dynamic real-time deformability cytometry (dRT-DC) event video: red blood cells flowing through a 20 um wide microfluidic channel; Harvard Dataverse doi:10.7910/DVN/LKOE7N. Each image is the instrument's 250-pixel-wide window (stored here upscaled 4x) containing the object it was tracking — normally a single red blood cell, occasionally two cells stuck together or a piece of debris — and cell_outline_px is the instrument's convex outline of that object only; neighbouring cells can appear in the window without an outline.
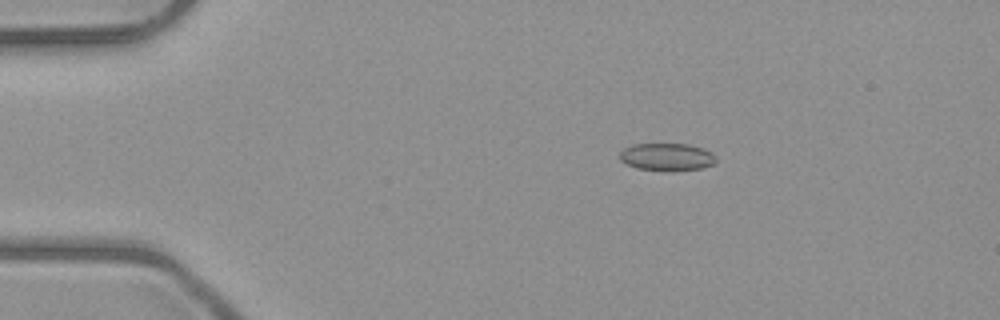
{"species": "common noctule bat (a hibernating species)", "species_latin": "Nyctalus noctula", "temperature_condition": "room temperature", "stored_images_in_passage": 4, "camera_frame_rate_fps": 3000, "um_per_image_px": 0.085, "animal": {"sex": "male", "body_mass_g": 23.1, "forearm_length_mm": 52.7}, "frame": {"image": 1, "passage_image": 1, "time_ms": 0.0, "image_size_px": [1000, 320], "cell_outline_px": [[716, 160], [712, 164], [704, 168], [636, 168], [620, 160], [620, 152], [624, 148], [632, 144], [688, 144], [704, 148], [712, 152], [716, 156]], "centroid_in_image_um": [56.7, 13.28], "position_along_channel_um": 28.3, "area_um2": 14.74}}
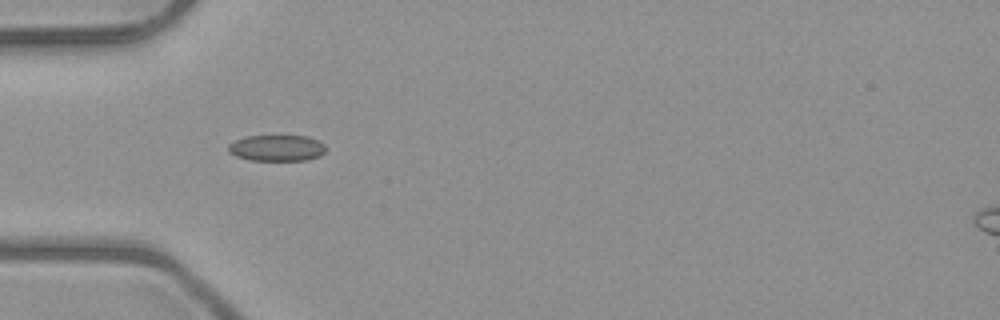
{"frame": {"image": 2, "passage_image": 3, "time_ms": 2.333, "image_size_px": [1000, 320], "cell_outline_px": [[328, 148], [320, 156], [308, 160], [252, 160], [236, 156], [228, 152], [228, 144], [244, 136], [308, 136], [324, 144]], "centroid_in_image_um": [23.54, 12.58], "position_along_channel_um": 61.5, "area_um2": 14.91}}
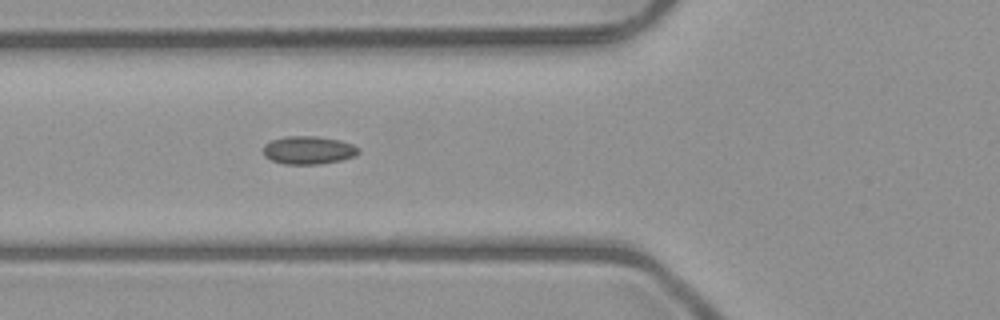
{"frame": {"image": 3, "passage_image": 4, "time_ms": 3.333, "image_size_px": [1000, 320], "cell_outline_px": [[360, 152], [356, 156], [340, 160], [320, 164], [284, 164], [272, 160], [264, 156], [264, 144], [272, 140], [284, 136], [316, 136], [340, 140], [352, 144], [360, 148]], "centroid_in_image_um": [26.24, 12.76], "position_along_channel_um": 99.6, "area_um2": 15.66}}